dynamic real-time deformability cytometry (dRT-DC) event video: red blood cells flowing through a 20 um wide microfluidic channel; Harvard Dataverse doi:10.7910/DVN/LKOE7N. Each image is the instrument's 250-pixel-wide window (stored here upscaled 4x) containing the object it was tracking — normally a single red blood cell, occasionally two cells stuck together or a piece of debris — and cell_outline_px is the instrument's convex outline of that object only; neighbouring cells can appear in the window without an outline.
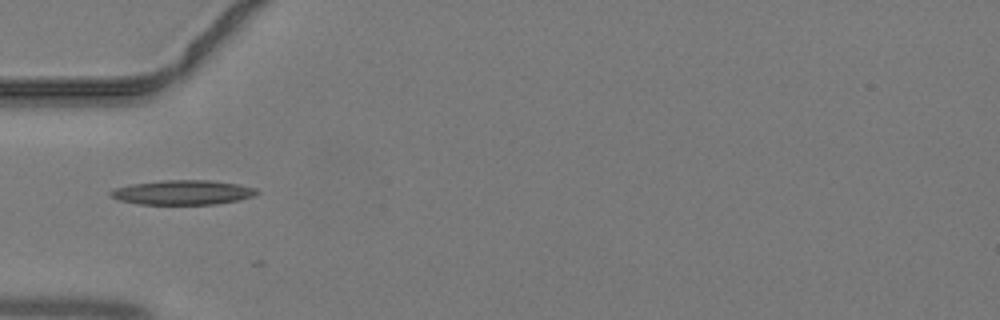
{"species": "common noctule bat (a hibernating species)", "species_latin": "Nyctalus noctula", "temperature_condition": "warm", "stored_images_in_passage": 24, "camera_frame_rate_fps": 3000, "um_per_image_px": 0.085, "animal": {"sex": "male", "body_mass_g": 19.2, "forearm_length_mm": 51.8}, "frame": {"image": 1, "passage_image": 1, "time_ms": 0.0, "image_size_px": [1000, 320], "cell_outline_px": [[260, 192], [256, 196], [240, 200], [216, 204], [140, 204], [120, 200], [112, 196], [108, 192], [116, 188], [132, 184], [160, 180], [212, 180], [240, 184], [256, 188]], "centroid_in_image_um": [15.62, 16.35], "position_along_channel_um": 69.4, "area_um2": 21.04}}
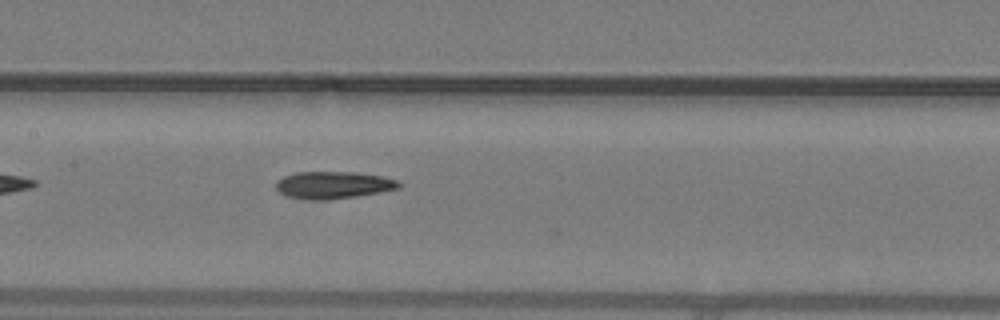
{"frame": {"image": 2, "passage_image": 8, "time_ms": 2.333, "image_size_px": [1000, 320], "cell_outline_px": [[400, 188], [380, 192], [356, 196], [328, 200], [308, 200], [288, 196], [280, 192], [276, 188], [276, 180], [284, 176], [296, 172], [352, 172], [384, 176], [396, 180], [400, 184]], "centroid_in_image_um": [28.31, 15.73], "position_along_channel_um": 179.1, "area_um2": 19.48}}
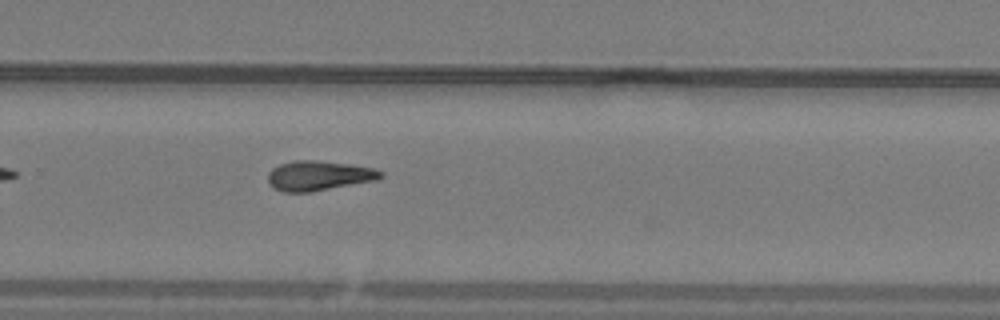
{"frame": {"image": 3, "passage_image": 16, "time_ms": 5.0, "image_size_px": [1000, 320], "cell_outline_px": [[384, 176], [376, 180], [308, 192], [284, 192], [272, 188], [268, 180], [268, 172], [272, 168], [280, 164], [296, 160], [316, 160], [348, 164], [372, 168], [384, 172]], "centroid_in_image_um": [27.07, 14.93], "position_along_channel_um": 302.7, "area_um2": 19.42}}